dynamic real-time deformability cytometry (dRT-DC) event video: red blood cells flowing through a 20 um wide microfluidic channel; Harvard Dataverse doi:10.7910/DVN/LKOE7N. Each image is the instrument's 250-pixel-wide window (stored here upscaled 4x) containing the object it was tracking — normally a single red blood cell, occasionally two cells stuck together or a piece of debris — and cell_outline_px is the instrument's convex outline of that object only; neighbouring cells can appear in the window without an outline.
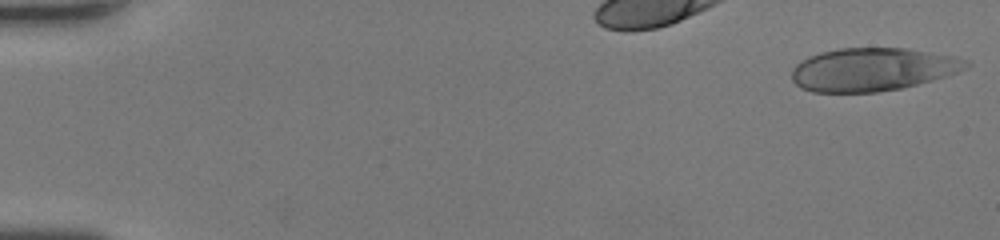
{"species": "human", "species_latin": "Homo sapiens", "temperature_condition": "room temperature", "stored_images_in_passage": 35, "camera_frame_rate_fps": 3000, "um_per_image_px": 0.085, "donor": {"sex": "female"}, "frame": {"image": 1, "passage_image": 1, "time_ms": 0.0, "image_size_px": [1000, 240], "cell_outline_px": [[972, 64], [968, 68], [932, 80], [900, 88], [876, 92], [812, 92], [800, 88], [792, 80], [792, 68], [800, 60], [808, 56], [820, 52], [840, 48], [908, 48], [952, 56], [968, 60]], "centroid_in_image_um": [74.13, 5.89], "position_along_channel_um": 10.9, "area_um2": 43.81}}
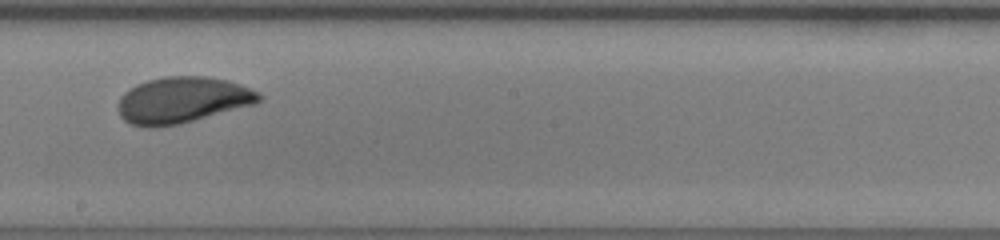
{"frame": {"image": 2, "passage_image": 22, "time_ms": 7.0, "image_size_px": [1000, 240], "cell_outline_px": [[260, 100], [252, 104], [180, 124], [156, 128], [148, 128], [128, 124], [120, 116], [116, 108], [120, 96], [124, 92], [136, 84], [148, 80], [164, 76], [204, 76], [228, 80], [240, 84], [260, 92]], "centroid_in_image_um": [15.42, 8.51], "position_along_channel_um": 232.8, "area_um2": 38.09}}
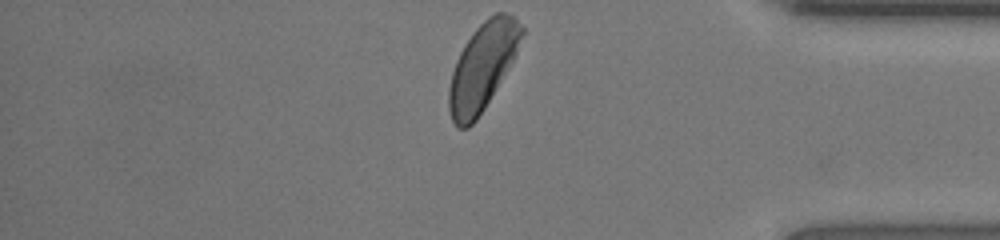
{"frame": {"image": 3, "passage_image": 35, "time_ms": 11.333, "image_size_px": [1000, 240], "cell_outline_px": [[524, 32], [516, 52], [512, 60], [484, 108], [476, 120], [468, 128], [456, 128], [452, 120], [448, 108], [448, 88], [452, 72], [456, 60], [464, 44], [476, 28], [488, 16], [496, 12], [504, 12], [512, 16], [524, 28]], "centroid_in_image_um": [40.98, 5.67], "position_along_channel_um": 394.2, "area_um2": 36.3}, "authors_computed_cell_mechanics": {"area_um2": 37.9746, "velocity_mm_per_s": 4.1643, "shape_relaxation_time_tau1_ms": 2.9425, "shape_relaxation_time_tau2_ms": null, "deformation_change_tau1": 0.1542, "deformation_change_tau2": null}}